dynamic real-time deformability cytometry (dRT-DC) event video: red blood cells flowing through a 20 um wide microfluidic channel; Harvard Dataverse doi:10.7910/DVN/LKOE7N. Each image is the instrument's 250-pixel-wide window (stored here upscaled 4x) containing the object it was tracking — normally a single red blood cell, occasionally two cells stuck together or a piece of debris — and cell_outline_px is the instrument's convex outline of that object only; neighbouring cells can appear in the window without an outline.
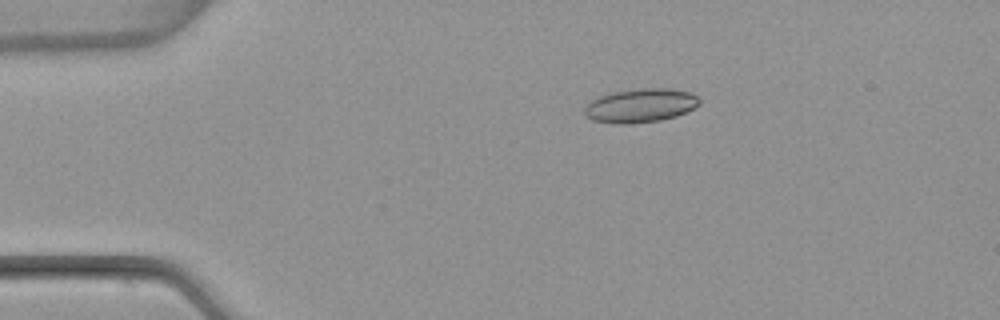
{"species": "common noctule bat (a hibernating species)", "species_latin": "Nyctalus noctula", "temperature_condition": "warm", "stored_images_in_passage": 4, "camera_frame_rate_fps": 3000, "um_per_image_px": 0.085, "animal": {"sex": "female", "body_mass_g": 22.7, "forearm_length_mm": 54.2}, "frame": {"image": 1, "passage_image": 2, "time_ms": 1.333, "image_size_px": [1000, 320], "cell_outline_px": [[700, 104], [676, 116], [660, 120], [632, 124], [612, 124], [592, 120], [584, 112], [584, 108], [592, 100], [608, 92], [640, 88], [668, 88], [692, 92], [700, 100]], "centroid_in_image_um": [54.42, 8.96], "position_along_channel_um": 30.6, "area_um2": 22.77}}
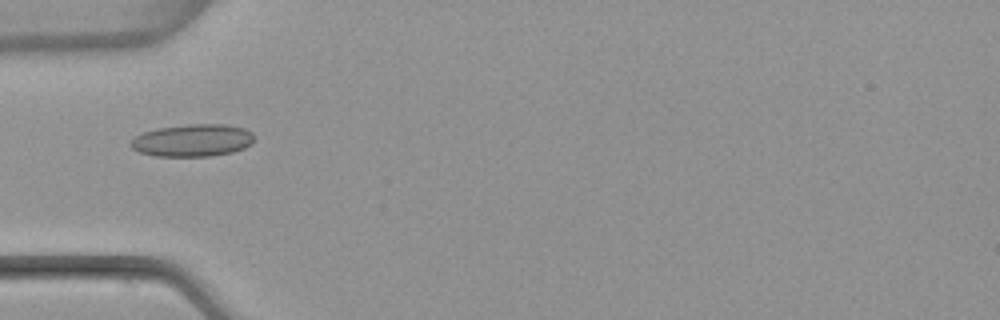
{"frame": {"image": 2, "passage_image": 4, "time_ms": 3.667, "image_size_px": [1000, 320], "cell_outline_px": [[252, 144], [244, 148], [232, 152], [212, 156], [156, 156], [140, 152], [132, 148], [128, 144], [136, 136], [144, 132], [160, 128], [188, 124], [224, 124], [244, 128], [252, 132]], "centroid_in_image_um": [16.38, 11.93], "position_along_channel_um": 68.6, "area_um2": 23.18}}